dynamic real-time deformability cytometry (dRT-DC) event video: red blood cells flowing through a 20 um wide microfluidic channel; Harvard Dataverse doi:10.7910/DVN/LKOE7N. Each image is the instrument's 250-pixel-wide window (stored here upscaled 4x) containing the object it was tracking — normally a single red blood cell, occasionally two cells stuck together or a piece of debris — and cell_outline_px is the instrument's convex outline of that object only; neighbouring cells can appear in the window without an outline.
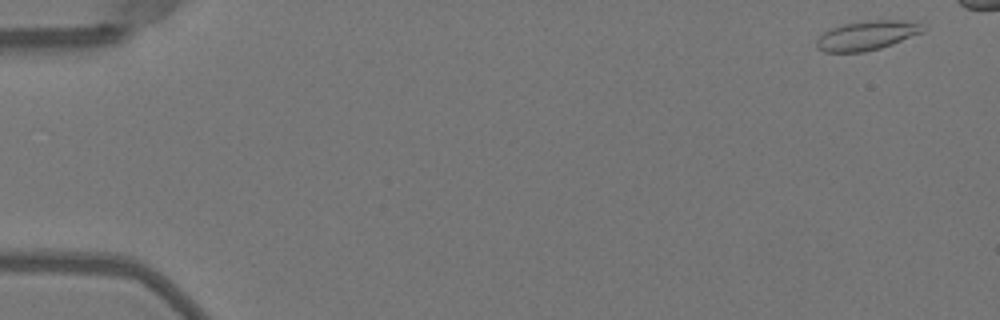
{"species": "Egyptian fruit bat (a non-hibernating species)", "species_latin": "Rousettus aegyptiacus", "temperature_condition": "warm", "stored_images_in_passage": 18, "camera_frame_rate_fps": 3000, "um_per_image_px": 0.085, "animal": {"sex": "female"}, "frame": {"image": 1, "passage_image": 1, "time_ms": 0.0, "image_size_px": [1000, 320], "cell_outline_px": [[924, 32], [892, 44], [880, 48], [864, 52], [824, 52], [816, 48], [816, 40], [824, 32], [832, 28], [844, 24], [868, 20], [896, 20], [924, 24]], "centroid_in_image_um": [73.68, 3.02], "position_along_channel_um": 11.3, "area_um2": 18.09}}
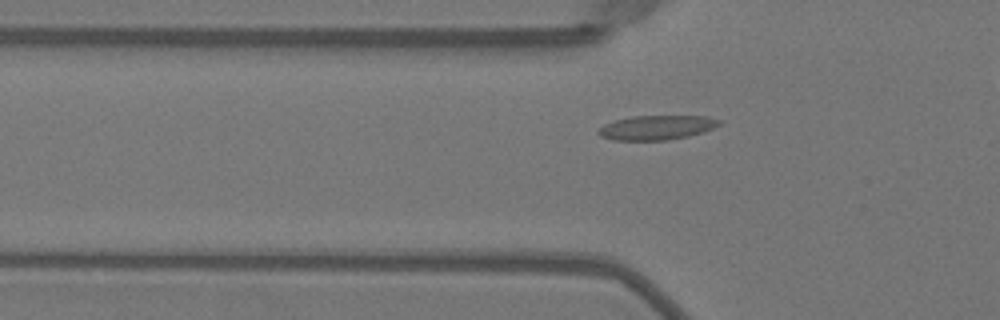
{"frame": {"image": 2, "passage_image": 16, "time_ms": 5.0, "image_size_px": [1000, 320], "cell_outline_px": [[724, 120], [720, 124], [712, 128], [688, 136], [668, 140], [612, 140], [600, 136], [596, 132], [604, 124], [616, 120], [632, 116], [708, 116]], "centroid_in_image_um": [55.81, 10.83], "position_along_channel_um": 70.0, "area_um2": 17.17}}